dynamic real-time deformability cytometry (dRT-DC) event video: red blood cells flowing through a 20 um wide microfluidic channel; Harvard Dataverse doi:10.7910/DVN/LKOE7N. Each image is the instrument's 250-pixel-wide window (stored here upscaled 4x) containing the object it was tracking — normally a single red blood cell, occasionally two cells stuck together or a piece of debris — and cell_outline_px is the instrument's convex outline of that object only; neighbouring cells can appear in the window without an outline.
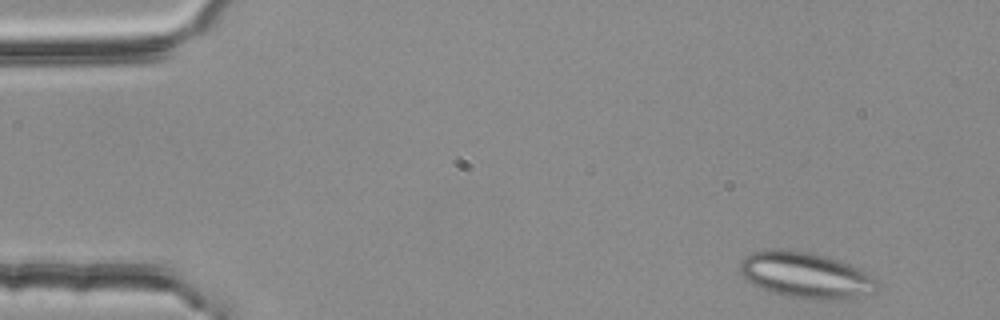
{"species": "common noctule bat (a hibernating species)", "species_latin": "Nyctalus noctula", "temperature_condition": "room temperature", "stored_images_in_passage": 48, "segment_of_instrument_passage": [1, 2], "camera_frame_rate_fps": 3000, "um_per_image_px": 0.085, "animal": {"sex": "female", "body_mass_g": 25.1}, "frame": {"image": 1, "passage_image": 2, "time_ms": 0.333, "image_size_px": [1000, 320], "cell_outline_px": [[876, 284], [872, 292], [848, 300], [816, 300], [788, 296], [772, 292], [760, 288], [752, 284], [740, 272], [740, 264], [744, 256], [752, 252], [776, 248], [808, 252], [824, 256], [848, 264], [872, 276], [876, 280]], "centroid_in_image_um": [68.45, 23.4], "position_along_channel_um": 16.6, "area_um2": 36.41}}